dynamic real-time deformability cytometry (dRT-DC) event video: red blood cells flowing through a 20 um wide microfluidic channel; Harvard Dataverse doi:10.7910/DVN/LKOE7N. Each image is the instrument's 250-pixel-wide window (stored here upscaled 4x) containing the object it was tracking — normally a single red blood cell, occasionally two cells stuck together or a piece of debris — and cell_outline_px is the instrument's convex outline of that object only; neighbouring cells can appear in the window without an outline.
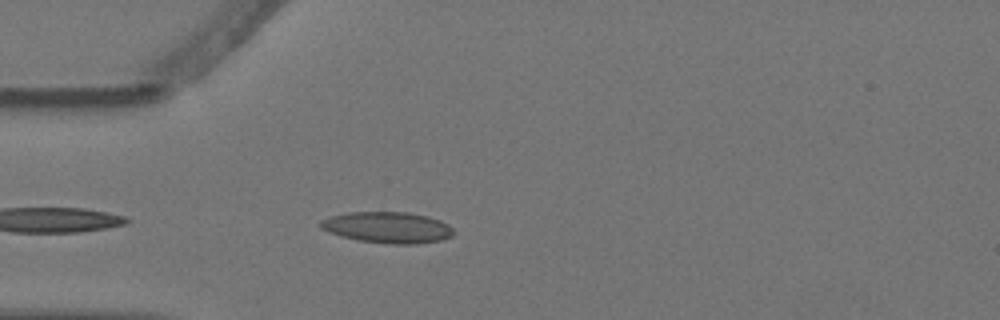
{"species": "Egyptian fruit bat (a non-hibernating species)", "species_latin": "Rousettus aegyptiacus", "temperature_condition": "warm", "stored_images_in_passage": 5, "camera_frame_rate_fps": 3000, "um_per_image_px": 0.085, "animal": {"sex": "female"}, "frame": {"image": 1, "passage_image": 5, "time_ms": 1.333, "image_size_px": [1000, 320], "cell_outline_px": [[456, 232], [452, 236], [440, 240], [416, 244], [392, 244], [360, 240], [340, 236], [328, 232], [320, 228], [320, 220], [332, 216], [348, 212], [408, 212], [428, 216], [440, 220], [448, 224]], "centroid_in_image_um": [32.96, 19.33], "position_along_channel_um": 52.0, "area_um2": 24.22}}